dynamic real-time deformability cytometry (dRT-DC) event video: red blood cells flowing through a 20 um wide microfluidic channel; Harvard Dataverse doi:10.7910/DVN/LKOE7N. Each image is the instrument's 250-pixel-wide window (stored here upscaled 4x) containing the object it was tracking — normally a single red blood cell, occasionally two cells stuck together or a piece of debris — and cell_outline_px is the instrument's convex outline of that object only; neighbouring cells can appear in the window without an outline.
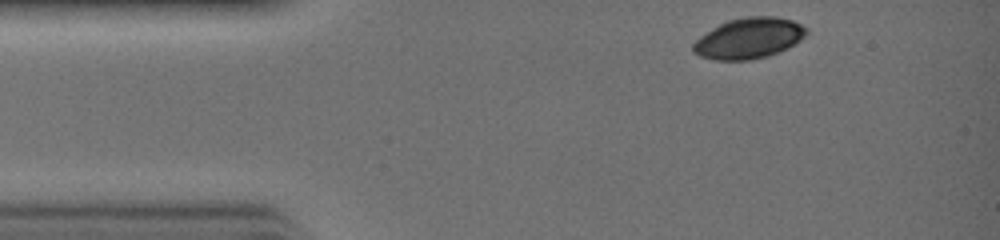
{"species": "common noctule bat (a hibernating species)", "species_latin": "Nyctalus noctula", "temperature_condition": "warm", "stored_images_in_passage": 12, "camera_frame_rate_fps": 3000, "um_per_image_px": 0.085, "animal": {"sex": "female", "body_mass_g": 19.0, "forearm_length_mm": 51.5}, "frame": {"image": 1, "passage_image": 1, "time_ms": 0.0, "image_size_px": [1000, 240], "cell_outline_px": [[808, 32], [800, 40], [788, 48], [768, 56], [752, 60], [716, 60], [700, 56], [692, 52], [692, 44], [700, 36], [712, 28], [728, 20], [744, 16], [776, 16], [792, 20], [808, 28]], "centroid_in_image_um": [63.65, 3.25], "position_along_channel_um": 21.3, "area_um2": 27.05}}
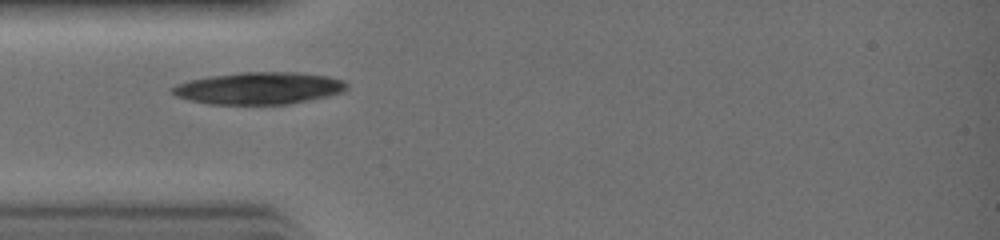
{"frame": {"image": 2, "passage_image": 6, "time_ms": 1.667, "image_size_px": [1000, 240], "cell_outline_px": [[348, 88], [344, 92], [328, 96], [288, 104], [208, 104], [188, 100], [176, 96], [168, 88], [176, 84], [188, 80], [208, 76], [240, 72], [296, 72], [328, 76], [344, 80], [348, 84]], "centroid_in_image_um": [22.0, 7.49], "position_along_channel_um": 63.0, "area_um2": 32.95}}